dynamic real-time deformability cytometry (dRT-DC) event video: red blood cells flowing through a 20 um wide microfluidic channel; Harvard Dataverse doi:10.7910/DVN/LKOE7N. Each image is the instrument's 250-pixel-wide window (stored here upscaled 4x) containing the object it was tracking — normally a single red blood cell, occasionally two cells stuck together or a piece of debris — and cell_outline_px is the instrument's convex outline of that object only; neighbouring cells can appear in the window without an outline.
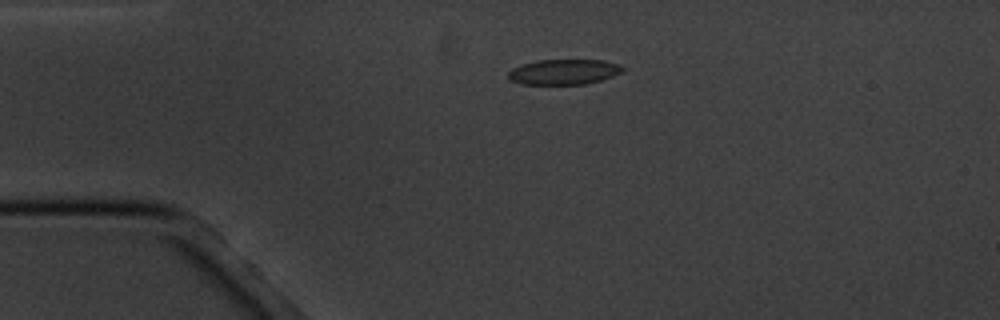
{"species": "common noctule bat (a hibernating species)", "species_latin": "Nyctalus noctula", "temperature_condition": "cold", "stored_images_in_passage": 4, "camera_frame_rate_fps": 3000, "um_per_image_px": 0.085, "animal": {"sex": "male", "body_mass_g": 20.1, "forearm_length_mm": 53.5}, "frame": {"image": 1, "passage_image": 3, "time_ms": 2.333, "image_size_px": [1000, 320], "cell_outline_px": [[624, 72], [600, 80], [584, 84], [520, 84], [508, 80], [508, 72], [512, 68], [536, 60], [604, 60], [620, 64], [624, 68]], "centroid_in_image_um": [47.93, 6.11], "position_along_channel_um": 37.1, "area_um2": 16.94}}